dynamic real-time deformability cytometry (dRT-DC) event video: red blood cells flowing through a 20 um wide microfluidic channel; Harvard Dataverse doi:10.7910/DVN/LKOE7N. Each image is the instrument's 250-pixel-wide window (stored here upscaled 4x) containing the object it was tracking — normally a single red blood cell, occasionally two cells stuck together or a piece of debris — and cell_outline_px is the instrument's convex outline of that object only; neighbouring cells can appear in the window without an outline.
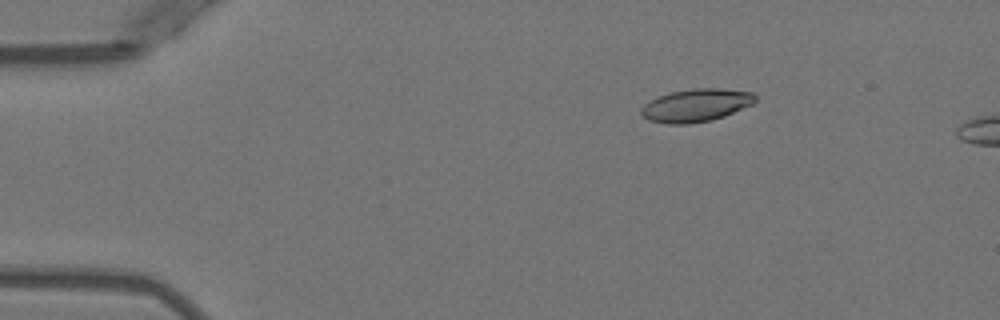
{"species": "Egyptian fruit bat (a non-hibernating species)", "species_latin": "Rousettus aegyptiacus", "temperature_condition": "warm", "stored_images_in_passage": 4, "camera_frame_rate_fps": 3000, "um_per_image_px": 0.085, "animal": {"sex": "female"}, "frame": {"image": 1, "passage_image": 2, "time_ms": 1.667, "image_size_px": [1000, 320], "cell_outline_px": [[756, 100], [752, 104], [724, 116], [712, 120], [688, 124], [668, 124], [648, 120], [640, 116], [640, 108], [644, 104], [656, 96], [672, 92], [692, 88], [720, 88], [752, 92], [756, 96]], "centroid_in_image_um": [59.11, 8.95], "position_along_channel_um": 25.9, "area_um2": 22.02}}